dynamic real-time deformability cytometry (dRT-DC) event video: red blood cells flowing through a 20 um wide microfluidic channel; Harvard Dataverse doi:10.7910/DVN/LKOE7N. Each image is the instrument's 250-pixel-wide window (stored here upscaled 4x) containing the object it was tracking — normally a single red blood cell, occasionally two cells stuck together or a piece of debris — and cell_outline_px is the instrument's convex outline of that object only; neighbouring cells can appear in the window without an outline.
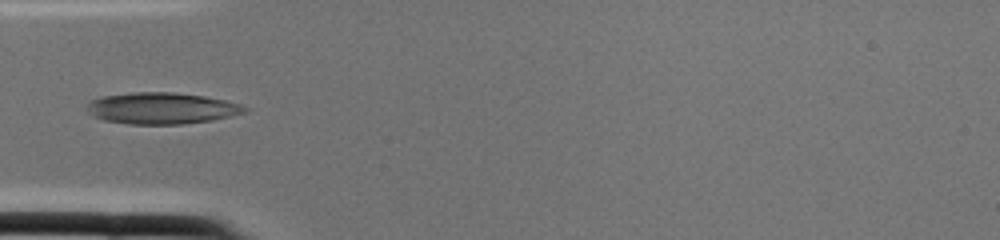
{"species": "common noctule bat (a hibernating species)", "species_latin": "Nyctalus noctula", "temperature_condition": "cold", "stored_images_in_passage": 2, "camera_frame_rate_fps": 3000, "um_per_image_px": 0.085, "animal": {"sex": "female", "body_mass_g": 22.0, "forearm_length_mm": 56.7}, "frame": {"image": 1, "passage_image": 2, "time_ms": 0.333, "image_size_px": [1000, 240], "cell_outline_px": [[248, 112], [232, 116], [212, 120], [184, 124], [128, 124], [104, 120], [92, 116], [88, 112], [84, 104], [88, 100], [100, 96], [132, 92], [172, 92], [204, 96], [224, 100], [240, 104], [248, 108]], "centroid_in_image_um": [13.69, 9.2], "position_along_channel_um": 71.3, "area_um2": 29.3}}